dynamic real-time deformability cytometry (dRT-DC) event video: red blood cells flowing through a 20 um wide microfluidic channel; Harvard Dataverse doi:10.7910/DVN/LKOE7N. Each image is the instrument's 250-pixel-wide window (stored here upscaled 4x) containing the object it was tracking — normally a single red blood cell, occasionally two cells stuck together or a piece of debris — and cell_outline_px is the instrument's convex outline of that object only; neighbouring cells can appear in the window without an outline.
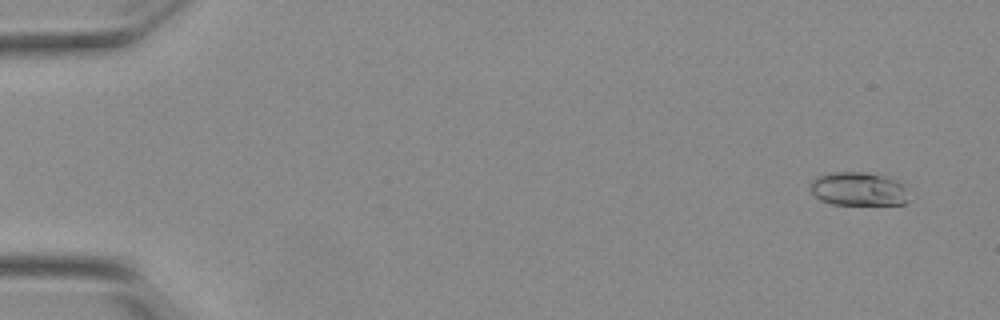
{"species": "Egyptian fruit bat (a non-hibernating species)", "species_latin": "Rousettus aegyptiacus", "temperature_condition": "warm", "stored_images_in_passage": 51, "camera_frame_rate_fps": 3000, "um_per_image_px": 0.085, "animal": {"sex": "female"}, "frame": {"image": 1, "passage_image": 4, "time_ms": 1.0, "image_size_px": [1000, 320], "cell_outline_px": [[908, 200], [904, 204], [832, 204], [820, 200], [812, 192], [812, 180], [816, 176], [832, 172], [864, 172], [884, 176], [900, 180], [908, 184]], "centroid_in_image_um": [73.05, 16.05], "position_along_channel_um": 12.0, "area_um2": 19.54}}
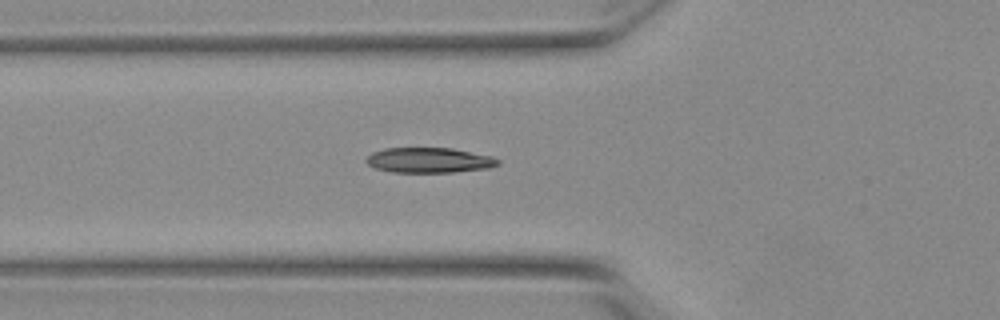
{"frame": {"image": 2, "passage_image": 21, "time_ms": 6.667, "image_size_px": [1000, 320], "cell_outline_px": [[500, 164], [488, 168], [452, 172], [392, 172], [376, 168], [368, 164], [364, 160], [372, 152], [384, 148], [452, 148], [492, 156], [500, 160]], "centroid_in_image_um": [36.48, 13.61], "position_along_channel_um": 89.3, "area_um2": 19.31}}
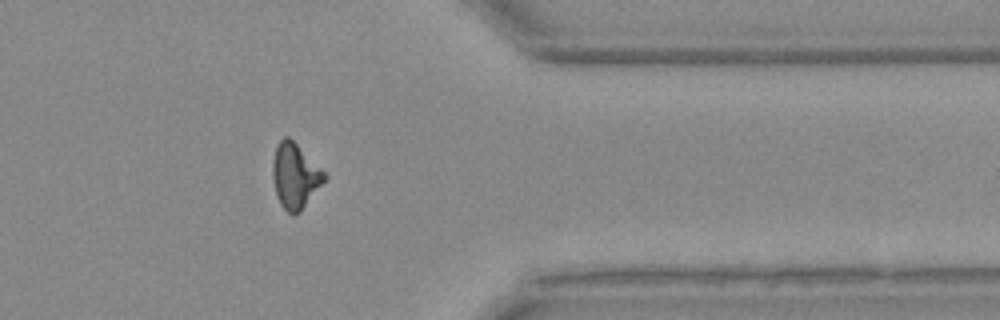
{"frame": {"image": 3, "passage_image": 45, "time_ms": 14.667, "image_size_px": [1000, 320], "cell_outline_px": [[328, 176], [300, 212], [292, 216], [280, 204], [276, 196], [272, 176], [272, 160], [276, 144], [284, 136], [288, 136]], "centroid_in_image_um": [25.04, 14.96], "position_along_channel_um": 386.4, "area_um2": 19.48}, "authors_computed_cell_mechanics": {"area_um2": 19.2474, "velocity_mm_per_s": 3.8507, "shape_relaxation_time_tau1_ms": 4.475, "shape_relaxation_time_tau2_ms": 1.1444, "deformation_change_tau1": 0.1756, "deformation_change_tau2": 0.0872}}